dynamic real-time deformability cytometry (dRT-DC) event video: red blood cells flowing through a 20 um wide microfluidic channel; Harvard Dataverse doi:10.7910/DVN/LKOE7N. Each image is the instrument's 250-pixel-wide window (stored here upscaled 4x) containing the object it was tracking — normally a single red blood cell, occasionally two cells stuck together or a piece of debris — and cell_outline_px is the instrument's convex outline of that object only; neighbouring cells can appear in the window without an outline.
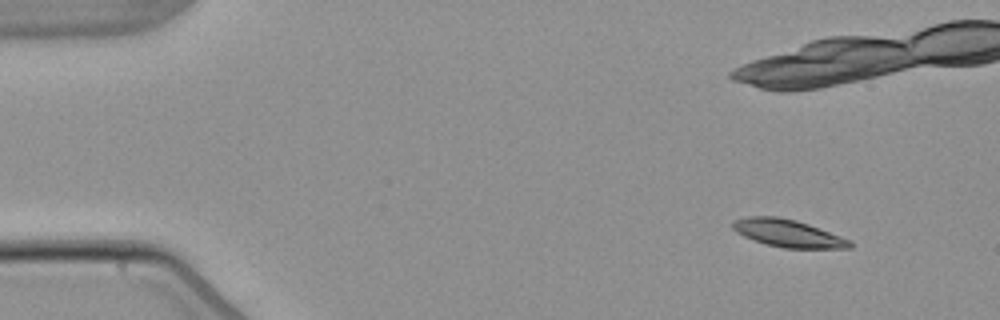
{"species": "common noctule bat (a hibernating species)", "species_latin": "Nyctalus noctula", "temperature_condition": "warm", "stored_images_in_passage": 4, "camera_frame_rate_fps": 3000, "um_per_image_px": 0.085, "animal": {"sex": "male", "body_mass_g": 21.5, "forearm_length_mm": 52.0}, "frame": {"image": 1, "passage_image": 1, "time_ms": 0.0, "image_size_px": [1000, 320], "cell_outline_px": [[852, 248], [784, 248], [764, 244], [752, 240], [736, 232], [732, 228], [732, 220], [748, 216], [776, 216], [796, 220], [808, 224], [848, 240], [852, 244]], "centroid_in_image_um": [66.88, 19.82], "position_along_channel_um": 18.1, "area_um2": 18.61}}